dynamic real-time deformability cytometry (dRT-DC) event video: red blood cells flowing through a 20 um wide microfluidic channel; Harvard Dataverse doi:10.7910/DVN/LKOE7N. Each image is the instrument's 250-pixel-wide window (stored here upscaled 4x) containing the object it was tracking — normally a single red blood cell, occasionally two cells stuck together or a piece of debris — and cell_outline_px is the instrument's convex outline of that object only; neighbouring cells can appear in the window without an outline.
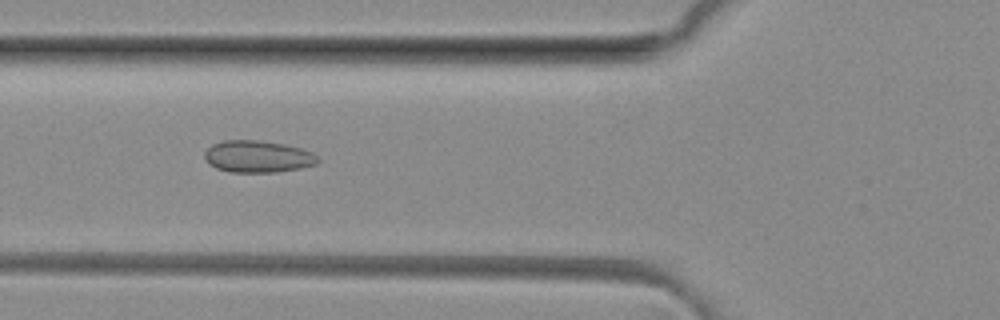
{"species": "common noctule bat (a hibernating species)", "species_latin": "Nyctalus noctula", "temperature_condition": "room temperature", "stored_images_in_passage": 46, "camera_frame_rate_fps": 3000, "um_per_image_px": 0.085, "animal": {"sex": "female", "body_mass_g": 29.2, "forearm_length_mm": 56.3}, "frame": {"image": 1, "passage_image": 18, "time_ms": 5.667, "image_size_px": [1000, 320], "cell_outline_px": [[320, 160], [316, 164], [300, 168], [276, 172], [228, 172], [216, 168], [208, 164], [204, 156], [204, 152], [212, 144], [224, 140], [260, 140], [284, 144], [300, 148], [312, 152]], "centroid_in_image_um": [21.88, 13.3], "position_along_channel_um": 103.9, "area_um2": 21.15}}
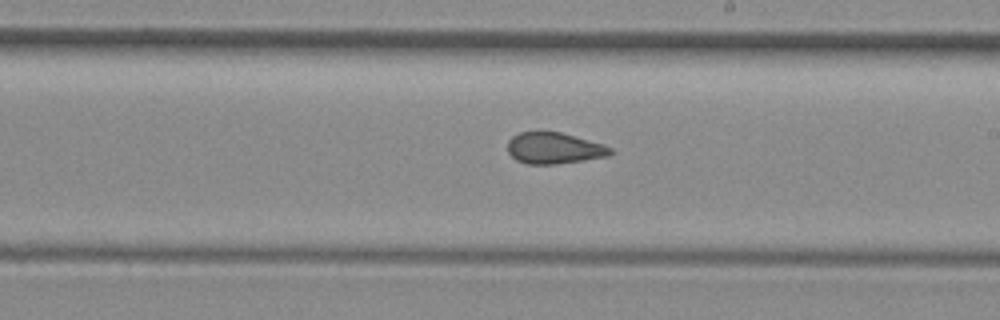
{"frame": {"image": 2, "passage_image": 28, "time_ms": 9.0, "image_size_px": [1000, 320], "cell_outline_px": [[612, 152], [608, 156], [584, 160], [556, 164], [524, 164], [516, 160], [508, 152], [508, 140], [512, 136], [520, 132], [560, 132], [604, 144], [612, 148]], "centroid_in_image_um": [47.09, 12.6], "position_along_channel_um": 241.9, "area_um2": 18.73}}
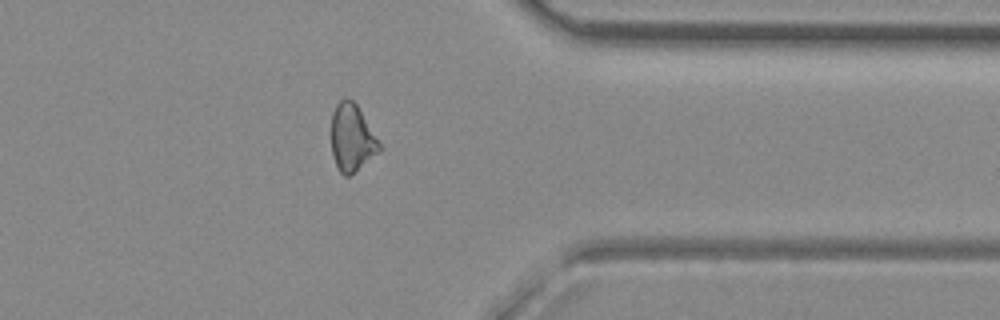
{"frame": {"image": 3, "passage_image": 39, "time_ms": 12.667, "image_size_px": [1000, 320], "cell_outline_px": [[380, 152], [348, 176], [344, 176], [340, 172], [336, 164], [332, 152], [332, 112], [336, 104], [340, 100], [352, 100], [356, 104], [380, 144]], "centroid_in_image_um": [29.9, 11.73], "position_along_channel_um": 381.5, "area_um2": 18.26}}